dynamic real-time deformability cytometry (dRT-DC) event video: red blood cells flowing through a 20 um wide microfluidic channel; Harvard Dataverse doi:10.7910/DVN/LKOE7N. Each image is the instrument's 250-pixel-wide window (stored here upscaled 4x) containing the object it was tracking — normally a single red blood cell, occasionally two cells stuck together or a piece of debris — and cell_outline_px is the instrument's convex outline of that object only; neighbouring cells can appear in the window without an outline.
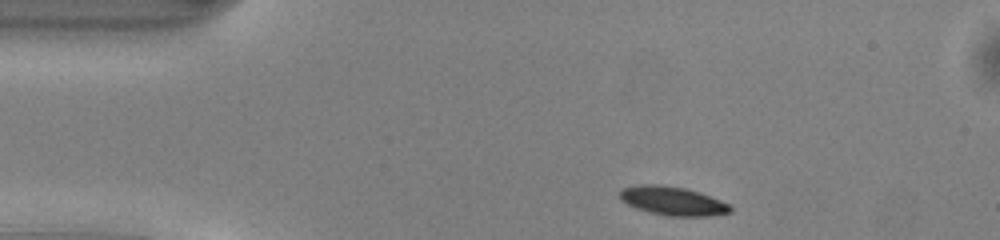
{"species": "common noctule bat (a hibernating species)", "species_latin": "Nyctalus noctula", "temperature_condition": "warm", "stored_images_in_passage": 42, "camera_frame_rate_fps": 3000, "um_per_image_px": 0.085, "animal": {"sex": "male", "body_mass_g": 13.0, "forearm_length_mm": 53.1}, "frame": {"image": 1, "passage_image": 1, "time_ms": 0.0, "image_size_px": [1000, 240], "cell_outline_px": [[732, 212], [708, 216], [668, 216], [648, 212], [636, 208], [620, 200], [620, 192], [624, 188], [640, 184], [660, 184], [684, 188], [700, 192], [720, 200], [728, 204], [732, 208]], "centroid_in_image_um": [57.18, 17.08], "position_along_channel_um": 27.8, "area_um2": 18.5}}
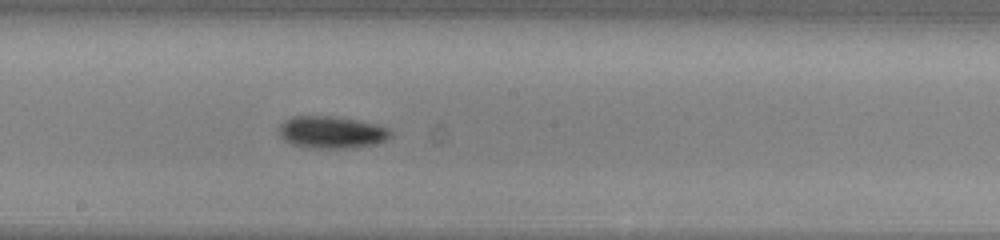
{"frame": {"image": 2, "passage_image": 19, "time_ms": 6.0, "image_size_px": [1000, 240], "cell_outline_px": [[392, 136], [376, 144], [348, 148], [308, 148], [292, 144], [284, 140], [280, 136], [280, 124], [284, 120], [292, 116], [328, 116], [356, 120], [376, 124], [388, 128], [392, 132]], "centroid_in_image_um": [28.17, 11.25], "position_along_channel_um": 220.0, "area_um2": 20.87}}
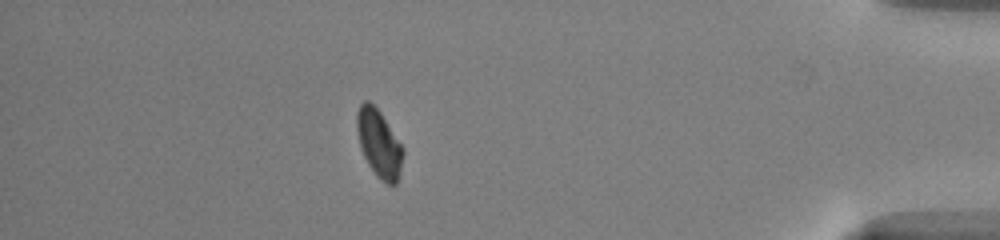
{"frame": {"image": 3, "passage_image": 36, "time_ms": 11.667, "image_size_px": [1000, 240], "cell_outline_px": [[404, 152], [400, 172], [396, 184], [388, 184], [380, 180], [376, 176], [368, 164], [360, 148], [356, 128], [356, 112], [360, 104], [364, 100], [368, 100], [380, 112], [404, 148]], "centroid_in_image_um": [32.2, 12.2], "position_along_channel_um": 403.0, "area_um2": 18.26}, "authors_computed_cell_mechanics": {"area_um2": 19.074, "velocity_mm_per_s": 4.124, "shape_relaxation_time_tau1_ms": 2.4808, "shape_relaxation_time_tau2_ms": null, "deformation_change_tau1": 0.0867, "deformation_change_tau2": null}}